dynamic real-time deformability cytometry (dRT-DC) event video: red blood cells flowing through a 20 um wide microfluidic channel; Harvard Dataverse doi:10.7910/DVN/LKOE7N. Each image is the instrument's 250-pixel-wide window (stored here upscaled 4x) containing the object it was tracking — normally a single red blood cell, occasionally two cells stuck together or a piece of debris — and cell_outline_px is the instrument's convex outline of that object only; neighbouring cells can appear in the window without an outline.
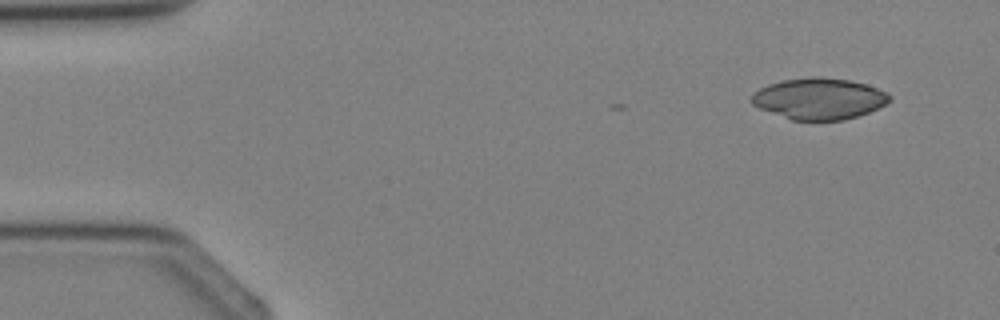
{"species": "Egyptian fruit bat (a non-hibernating species)", "species_latin": "Rousettus aegyptiacus", "temperature_condition": "cold", "stored_images_in_passage": 2, "camera_frame_rate_fps": 3000, "um_per_image_px": 0.085, "animal": {"sex": "female"}, "frame": {"image": 1, "passage_image": 2, "time_ms": 1.0, "image_size_px": [1000, 320], "cell_outline_px": [[892, 100], [868, 112], [844, 120], [792, 120], [760, 108], [752, 104], [748, 100], [752, 92], [768, 84], [784, 80], [812, 76], [820, 76], [848, 80], [864, 84], [876, 88], [892, 96]], "centroid_in_image_um": [69.57, 8.38], "position_along_channel_um": 15.4, "area_um2": 33.06}}